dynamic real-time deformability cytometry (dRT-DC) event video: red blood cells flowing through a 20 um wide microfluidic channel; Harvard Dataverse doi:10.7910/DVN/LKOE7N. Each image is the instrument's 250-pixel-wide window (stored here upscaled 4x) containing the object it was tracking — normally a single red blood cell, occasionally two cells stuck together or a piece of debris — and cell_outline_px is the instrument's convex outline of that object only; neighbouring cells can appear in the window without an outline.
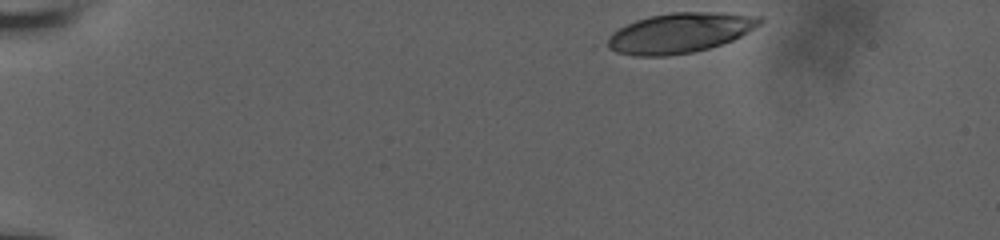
{"species": "human", "species_latin": "Homo sapiens", "temperature_condition": "room temperature", "stored_images_in_passage": 41, "camera_frame_rate_fps": 3000, "um_per_image_px": 0.085, "donor": {"sex": "male"}, "frame": {"image": 1, "passage_image": 1, "time_ms": 0.0, "image_size_px": [1000, 240], "cell_outline_px": [[764, 20], [760, 24], [740, 36], [732, 40], [708, 48], [692, 52], [664, 56], [636, 56], [616, 52], [600, 44], [612, 32], [636, 20], [648, 16], [672, 12], [724, 12], [764, 16]], "centroid_in_image_um": [57.75, 2.79], "position_along_channel_um": 27.3, "area_um2": 35.84}}
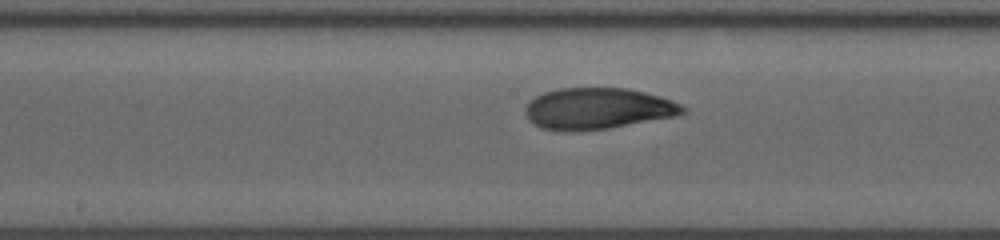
{"frame": {"image": 2, "passage_image": 23, "time_ms": 7.333, "image_size_px": [1000, 240], "cell_outline_px": [[688, 108], [684, 112], [672, 116], [608, 128], [540, 128], [532, 124], [528, 120], [524, 112], [524, 108], [536, 96], [544, 92], [560, 88], [628, 88], [660, 96], [672, 100]], "centroid_in_image_um": [50.81, 9.18], "position_along_channel_um": 197.4, "area_um2": 36.82}}
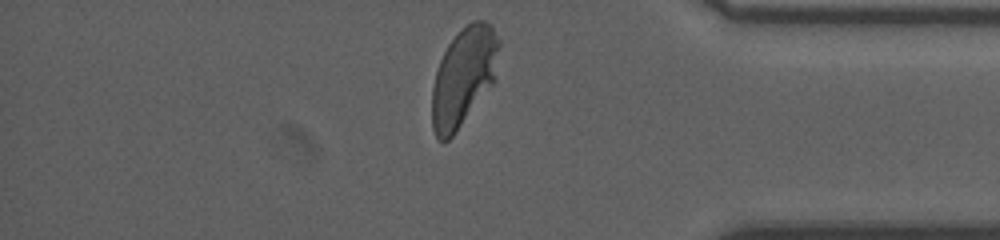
{"frame": {"image": 3, "passage_image": 40, "time_ms": 13.0, "image_size_px": [1000, 240], "cell_outline_px": [[500, 44], [496, 80], [452, 136], [448, 140], [440, 140], [436, 136], [432, 128], [432, 88], [436, 72], [440, 60], [448, 44], [472, 20], [484, 20], [492, 24], [500, 40]], "centroid_in_image_um": [39.44, 6.49], "position_along_channel_um": 395.8, "area_um2": 38.38}, "authors_computed_cell_mechanics": {"area_um2": 37.1076, "velocity_mm_per_s": 3.8134, "shape_relaxation_time_tau1_ms": 4.8683, "shape_relaxation_time_tau2_ms": 1.1913, "deformation_change_tau1": 0.2275, "deformation_change_tau2": 0.0603}}